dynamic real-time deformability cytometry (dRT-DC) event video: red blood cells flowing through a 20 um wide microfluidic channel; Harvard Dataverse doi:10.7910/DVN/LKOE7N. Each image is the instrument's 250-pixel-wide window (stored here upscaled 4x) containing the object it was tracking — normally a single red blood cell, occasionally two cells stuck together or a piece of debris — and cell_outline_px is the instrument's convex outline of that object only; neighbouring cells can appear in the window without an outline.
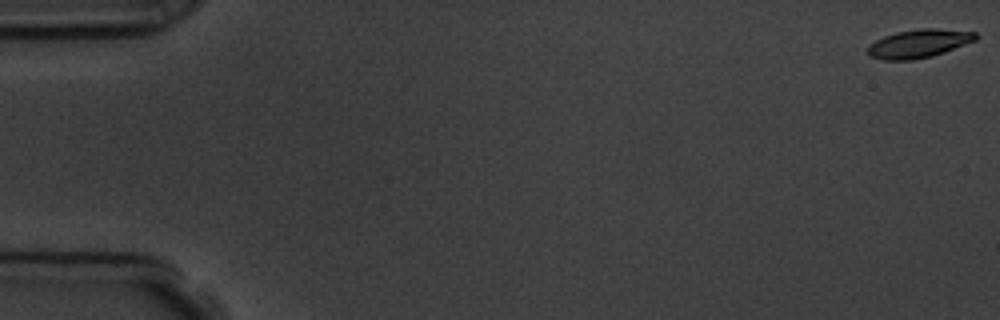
{"species": "common noctule bat (a hibernating species)", "species_latin": "Nyctalus noctula", "temperature_condition": "room temperature", "stored_images_in_passage": 5, "camera_frame_rate_fps": 3000, "um_per_image_px": 0.085, "animal": {"sex": "male", "body_mass_g": 19.5, "forearm_length_mm": 54.6}, "frame": {"image": 1, "passage_image": 1, "time_ms": 0.0, "image_size_px": [1000, 320], "cell_outline_px": [[976, 40], [944, 52], [932, 56], [912, 60], [884, 60], [868, 56], [868, 44], [884, 36], [896, 32], [920, 28], [936, 28], [976, 32]], "centroid_in_image_um": [78.07, 3.7], "position_along_channel_um": 6.9, "area_um2": 17.86}}
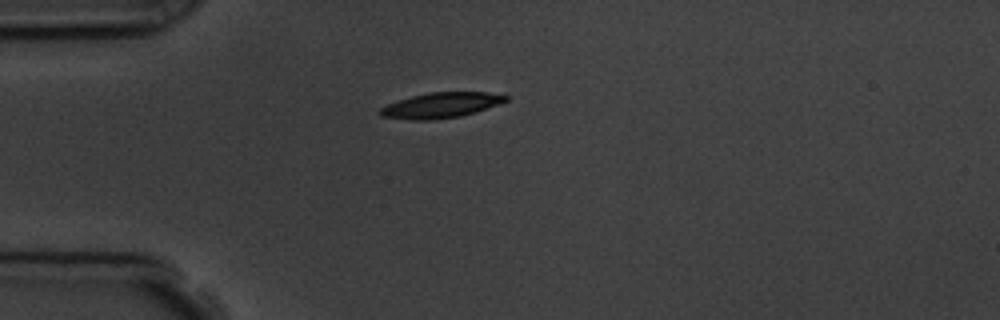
{"frame": {"image": 2, "passage_image": 5, "time_ms": 4.667, "image_size_px": [1000, 320], "cell_outline_px": [[508, 100], [476, 112], [460, 116], [432, 120], [412, 120], [380, 116], [376, 112], [380, 108], [388, 104], [412, 96], [428, 92], [488, 92], [508, 96]], "centroid_in_image_um": [37.45, 8.95], "position_along_channel_um": 47.6, "area_um2": 18.5}}